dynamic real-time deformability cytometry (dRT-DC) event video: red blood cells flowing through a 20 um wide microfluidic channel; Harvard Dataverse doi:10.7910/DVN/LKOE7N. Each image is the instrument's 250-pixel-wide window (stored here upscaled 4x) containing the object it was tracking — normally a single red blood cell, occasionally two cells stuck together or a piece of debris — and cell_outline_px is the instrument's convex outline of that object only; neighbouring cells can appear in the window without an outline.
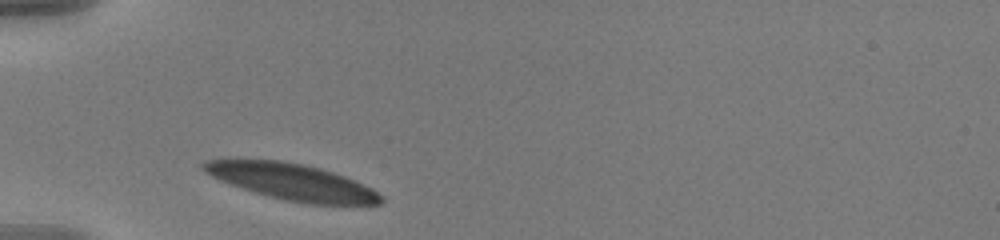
{"species": "human", "species_latin": "Homo sapiens", "temperature_condition": "warm", "stored_images_in_passage": 3, "camera_frame_rate_fps": 3000, "um_per_image_px": 0.085, "donor": {"sex": "male"}, "frame": {"image": 1, "passage_image": 1, "time_ms": 0.0, "image_size_px": [1000, 240], "cell_outline_px": [[384, 200], [380, 204], [312, 204], [288, 200], [256, 192], [220, 180], [204, 172], [200, 168], [200, 164], [208, 160], [236, 156], [280, 160], [304, 164], [320, 168], [344, 176], [372, 188], [384, 196]], "centroid_in_image_um": [24.74, 15.39], "position_along_channel_um": 60.3, "area_um2": 37.92}}
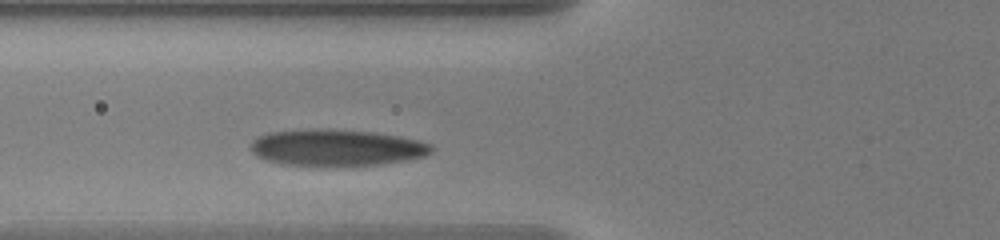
{"frame": {"image": 2, "passage_image": 3, "time_ms": 0.667, "image_size_px": [1000, 240], "cell_outline_px": [[432, 152], [424, 156], [404, 160], [380, 164], [280, 164], [264, 160], [256, 156], [252, 152], [252, 140], [260, 136], [272, 132], [372, 132], [400, 136], [420, 140], [432, 144]], "centroid_in_image_um": [28.67, 12.58], "position_along_channel_um": 97.1, "area_um2": 36.3}}